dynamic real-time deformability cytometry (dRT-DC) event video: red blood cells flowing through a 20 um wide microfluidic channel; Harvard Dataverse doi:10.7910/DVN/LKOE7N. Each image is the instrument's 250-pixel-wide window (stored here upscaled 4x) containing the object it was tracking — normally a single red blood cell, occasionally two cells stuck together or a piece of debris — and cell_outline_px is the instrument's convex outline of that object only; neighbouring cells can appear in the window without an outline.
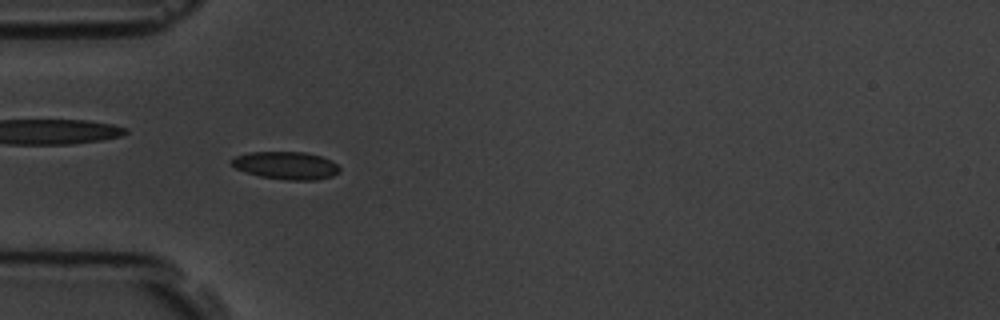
{"species": "common noctule bat (a hibernating species)", "species_latin": "Nyctalus noctula", "temperature_condition": "room temperature", "stored_images_in_passage": 5, "camera_frame_rate_fps": 3000, "um_per_image_px": 0.085, "animal": {"sex": "male", "body_mass_g": 19.5, "forearm_length_mm": 54.6}, "frame": {"image": 1, "passage_image": 4, "time_ms": 3.667, "image_size_px": [1000, 320], "cell_outline_px": [[340, 172], [332, 176], [316, 180], [284, 180], [260, 176], [236, 168], [232, 164], [232, 160], [236, 156], [248, 152], [304, 152], [320, 156], [332, 160], [340, 168]], "centroid_in_image_um": [24.36, 14.06], "position_along_channel_um": 60.6, "area_um2": 17.34}}